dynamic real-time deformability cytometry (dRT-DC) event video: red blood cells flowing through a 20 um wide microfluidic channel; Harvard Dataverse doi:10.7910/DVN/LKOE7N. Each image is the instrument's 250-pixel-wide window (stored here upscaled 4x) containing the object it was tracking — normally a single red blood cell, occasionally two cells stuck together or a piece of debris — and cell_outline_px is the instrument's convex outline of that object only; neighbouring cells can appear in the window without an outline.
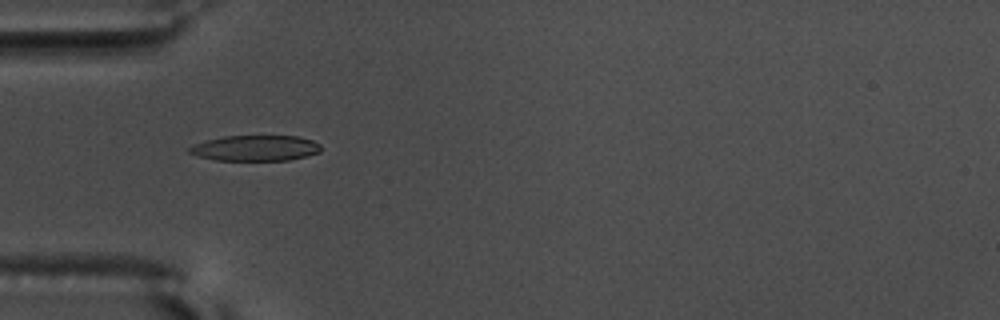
{"species": "common noctule bat (a hibernating species)", "species_latin": "Nyctalus noctula", "temperature_condition": "warm", "stored_images_in_passage": 28, "camera_frame_rate_fps": 3000, "um_per_image_px": 0.085, "animal": {"sex": "male", "body_mass_g": 17.5, "forearm_length_mm": 52.3}, "frame": {"image": 1, "passage_image": 5, "time_ms": 1.333, "image_size_px": [1000, 320], "cell_outline_px": [[320, 152], [288, 160], [216, 160], [196, 156], [188, 152], [188, 148], [196, 144], [208, 140], [224, 136], [296, 136], [312, 140], [320, 144]], "centroid_in_image_um": [21.7, 12.59], "position_along_channel_um": 63.3, "area_um2": 19.42}}